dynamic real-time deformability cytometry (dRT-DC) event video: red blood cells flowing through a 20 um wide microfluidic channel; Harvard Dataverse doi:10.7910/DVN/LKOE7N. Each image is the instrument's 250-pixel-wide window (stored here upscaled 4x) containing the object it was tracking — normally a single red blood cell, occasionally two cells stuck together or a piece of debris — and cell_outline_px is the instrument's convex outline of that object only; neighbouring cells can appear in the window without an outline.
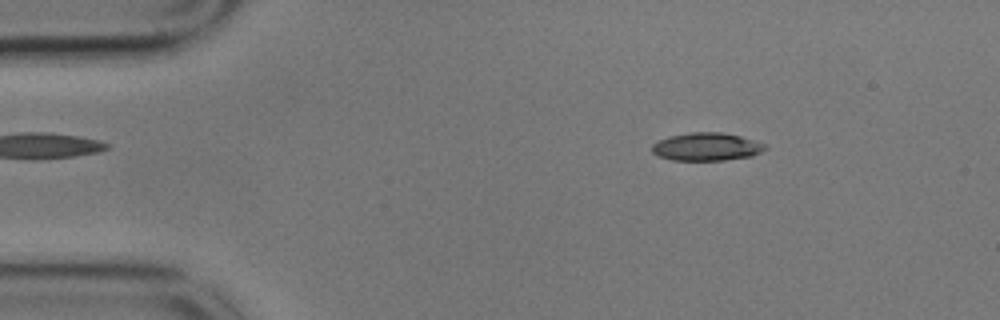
{"species": "common noctule bat (a hibernating species)", "species_latin": "Nyctalus noctula", "temperature_condition": "cold", "stored_images_in_passage": 55, "camera_frame_rate_fps": 3000, "um_per_image_px": 0.085, "animal": {"sex": "male", "body_mass_g": 17.9}, "frame": {"image": 1, "passage_image": 8, "time_ms": 2.333, "image_size_px": [1000, 320], "cell_outline_px": [[768, 148], [752, 156], [724, 160], [672, 160], [656, 156], [652, 152], [652, 144], [668, 136], [688, 132], [720, 132], [740, 136], [768, 144]], "centroid_in_image_um": [60.06, 12.47], "position_along_channel_um": 24.9, "area_um2": 18.61}}
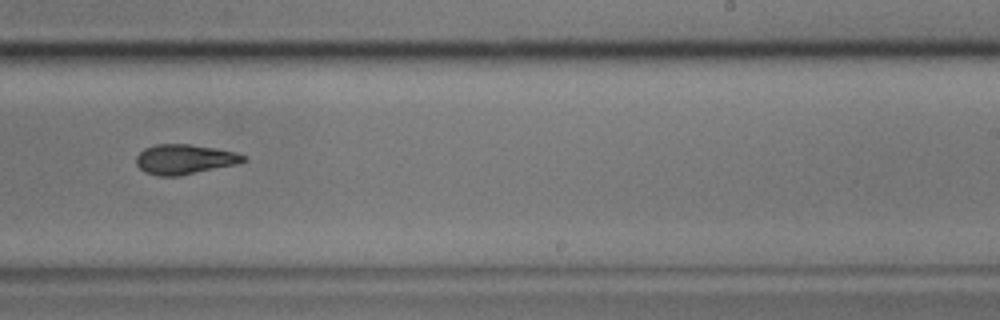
{"frame": {"image": 2, "passage_image": 34, "time_ms": 11.0, "image_size_px": [1000, 320], "cell_outline_px": [[248, 160], [236, 164], [180, 176], [160, 176], [144, 172], [136, 164], [136, 156], [144, 148], [156, 144], [188, 144], [236, 152], [248, 156]], "centroid_in_image_um": [15.69, 13.54], "position_along_channel_um": 273.3, "area_um2": 18.67}}
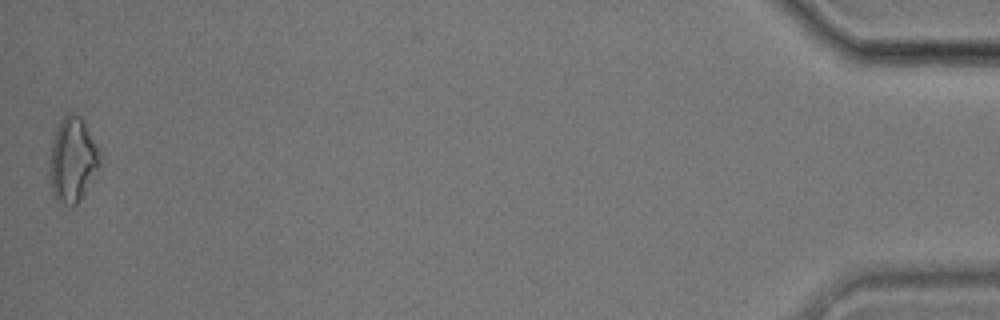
{"frame": {"image": 3, "passage_image": 55, "time_ms": 18.0, "image_size_px": [1000, 320], "cell_outline_px": [[100, 164], [84, 192], [76, 204], [72, 204], [56, 200], [52, 192], [48, 172], [48, 164], [52, 140], [56, 128], [60, 120], [68, 112], [76, 112], [84, 120], [96, 148], [100, 160]], "centroid_in_image_um": [6.11, 13.53], "position_along_channel_um": 429.1, "area_um2": 24.39}, "authors_computed_cell_mechanics": {"area_um2": 18.785, "velocity_mm_per_s": 3.5721, "shape_relaxation_time_tau1_ms": 5.0837, "shape_relaxation_time_tau2_ms": 2.126, "deformation_change_tau1": 0.1585, "deformation_change_tau2": 0.0924}}